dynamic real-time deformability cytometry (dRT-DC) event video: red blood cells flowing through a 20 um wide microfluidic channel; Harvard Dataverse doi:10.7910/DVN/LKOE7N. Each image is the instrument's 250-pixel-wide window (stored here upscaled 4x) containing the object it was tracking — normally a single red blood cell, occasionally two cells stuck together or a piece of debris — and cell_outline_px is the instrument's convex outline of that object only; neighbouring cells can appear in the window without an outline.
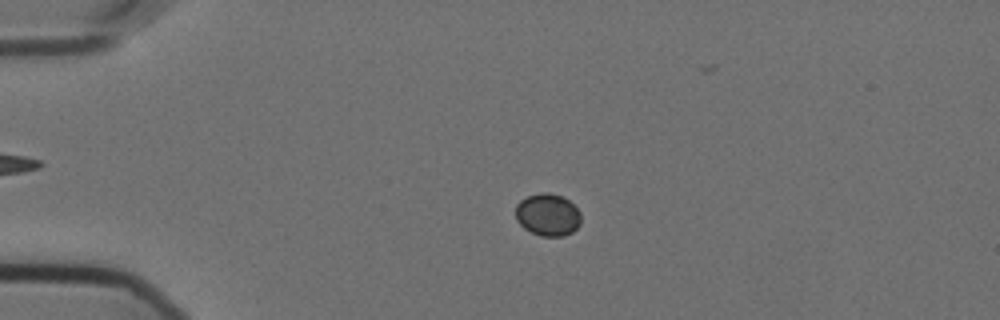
{"species": "Egyptian fruit bat (a non-hibernating species)", "species_latin": "Rousettus aegyptiacus", "temperature_condition": "cold", "stored_images_in_passage": 59, "camera_frame_rate_fps": 3000, "um_per_image_px": 0.085, "animal": {"sex": "female"}, "frame": {"image": 1, "passage_image": 14, "time_ms": 4.333, "image_size_px": [1000, 320], "cell_outline_px": [[580, 224], [572, 232], [564, 236], [540, 236], [524, 228], [516, 220], [516, 204], [520, 200], [528, 196], [540, 192], [548, 192], [564, 196], [580, 212]], "centroid_in_image_um": [46.55, 18.24], "position_along_channel_um": 38.4, "area_um2": 16.18}}
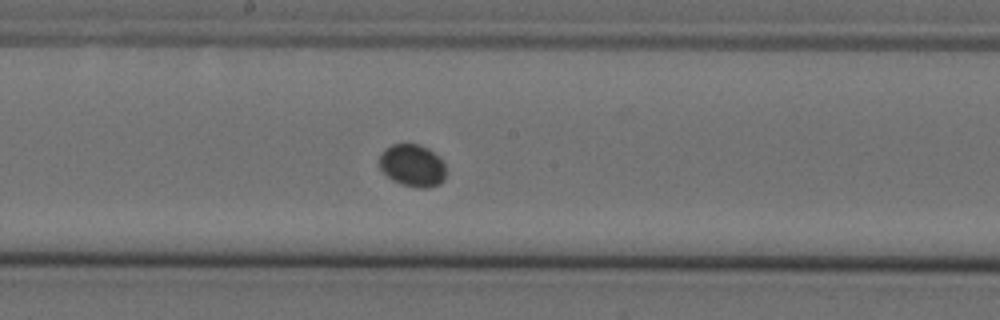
{"frame": {"image": 2, "passage_image": 32, "time_ms": 10.333, "image_size_px": [1000, 320], "cell_outline_px": [[444, 180], [440, 184], [428, 188], [416, 188], [400, 184], [392, 180], [380, 168], [380, 152], [384, 148], [392, 144], [420, 144], [428, 148], [444, 164]], "centroid_in_image_um": [35.03, 14.07], "position_along_channel_um": 213.2, "area_um2": 16.42}}
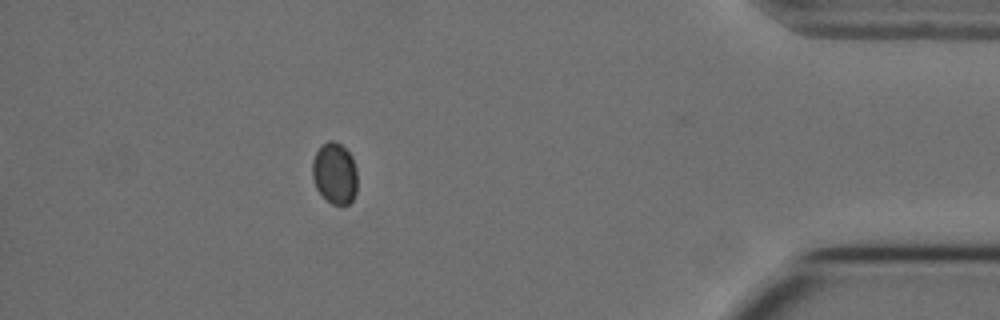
{"frame": {"image": 3, "passage_image": 52, "time_ms": 17.0, "image_size_px": [1000, 320], "cell_outline_px": [[356, 192], [352, 200], [348, 204], [332, 204], [316, 188], [312, 176], [312, 160], [316, 152], [328, 140], [332, 140], [340, 144], [352, 156], [356, 168]], "centroid_in_image_um": [28.45, 14.72], "position_along_channel_um": 406.8, "area_um2": 15.9}}